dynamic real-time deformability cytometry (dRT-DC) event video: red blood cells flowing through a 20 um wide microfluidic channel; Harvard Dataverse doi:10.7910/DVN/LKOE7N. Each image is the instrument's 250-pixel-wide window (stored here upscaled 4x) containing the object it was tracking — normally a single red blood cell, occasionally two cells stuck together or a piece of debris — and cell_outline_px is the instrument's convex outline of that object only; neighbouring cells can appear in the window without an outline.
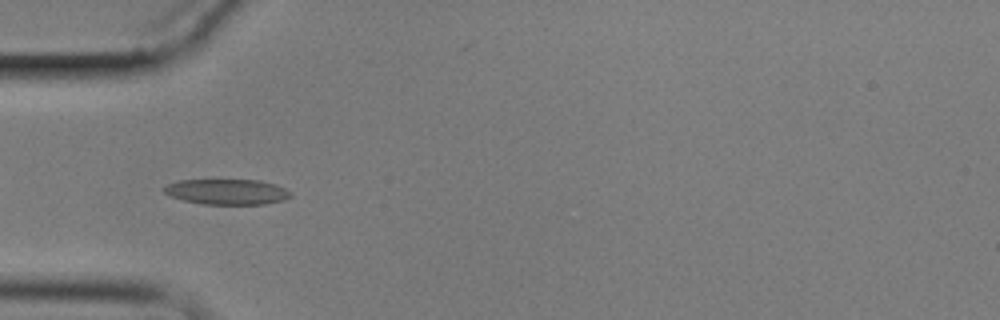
{"species": "common noctule bat (a hibernating species)", "species_latin": "Nyctalus noctula", "temperature_condition": "cold", "stored_images_in_passage": 6, "camera_frame_rate_fps": 3000, "um_per_image_px": 0.085, "animal": {"sex": "male", "body_mass_g": 17.9}, "frame": {"image": 1, "passage_image": 4, "time_ms": 3.667, "image_size_px": [1000, 320], "cell_outline_px": [[292, 196], [284, 200], [264, 204], [204, 204], [184, 200], [172, 196], [164, 192], [164, 188], [168, 184], [180, 180], [260, 180], [276, 184], [292, 192]], "centroid_in_image_um": [19.35, 16.3], "position_along_channel_um": 65.6, "area_um2": 18.67}}
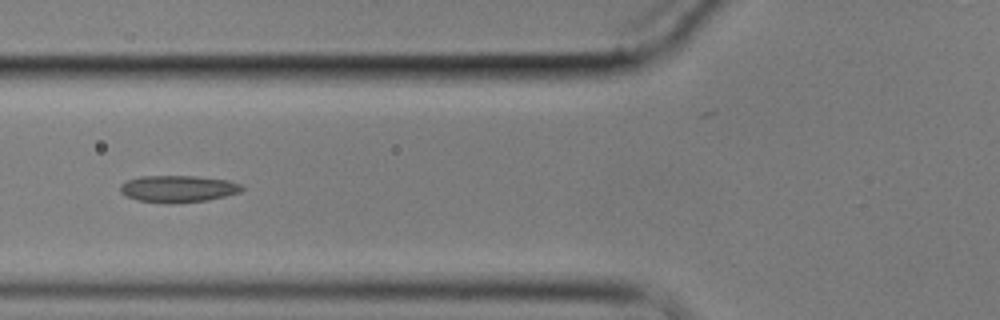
{"frame": {"image": 2, "passage_image": 5, "time_ms": 5.0, "image_size_px": [1000, 320], "cell_outline_px": [[244, 188], [240, 192], [208, 200], [172, 204], [140, 200], [124, 196], [120, 192], [120, 184], [128, 180], [140, 176], [196, 176], [228, 180], [240, 184]], "centroid_in_image_um": [15.12, 16.05], "position_along_channel_um": 110.7, "area_um2": 19.07}}
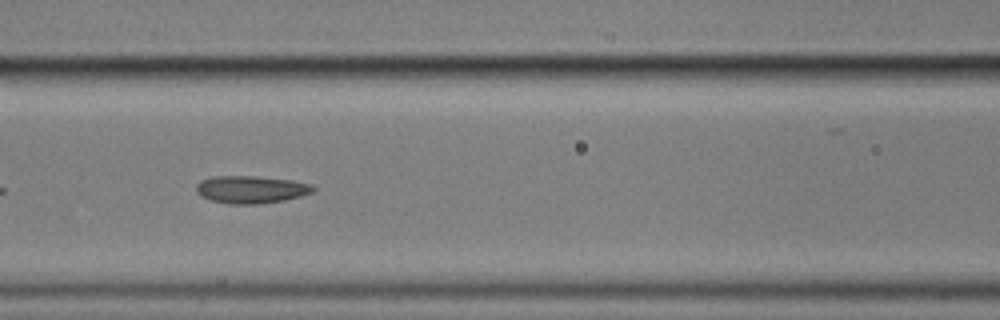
{"frame": {"image": 3, "passage_image": 6, "time_ms": 6.0, "image_size_px": [1000, 320], "cell_outline_px": [[316, 188], [312, 192], [300, 196], [284, 200], [260, 204], [228, 204], [212, 200], [200, 196], [196, 192], [196, 184], [200, 180], [212, 176], [256, 176], [292, 180], [308, 184]], "centroid_in_image_um": [21.29, 16.1], "position_along_channel_um": 145.3, "area_um2": 18.79}}